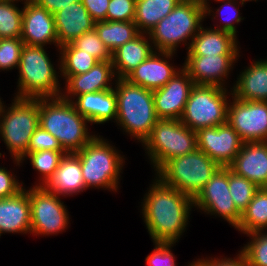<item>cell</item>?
I'll return each instance as SVG.
<instances>
[{"instance_id": "1", "label": "cell", "mask_w": 267, "mask_h": 266, "mask_svg": "<svg viewBox=\"0 0 267 266\" xmlns=\"http://www.w3.org/2000/svg\"><path fill=\"white\" fill-rule=\"evenodd\" d=\"M142 203V217L153 242H178L188 224L193 198L156 176Z\"/></svg>"}, {"instance_id": "2", "label": "cell", "mask_w": 267, "mask_h": 266, "mask_svg": "<svg viewBox=\"0 0 267 266\" xmlns=\"http://www.w3.org/2000/svg\"><path fill=\"white\" fill-rule=\"evenodd\" d=\"M85 117L61 96L39 98V126L52 134L66 153L80 151L95 135L88 132Z\"/></svg>"}, {"instance_id": "3", "label": "cell", "mask_w": 267, "mask_h": 266, "mask_svg": "<svg viewBox=\"0 0 267 266\" xmlns=\"http://www.w3.org/2000/svg\"><path fill=\"white\" fill-rule=\"evenodd\" d=\"M116 123L142 144L150 136L157 117L153 91L131 84L125 78H115Z\"/></svg>"}, {"instance_id": "4", "label": "cell", "mask_w": 267, "mask_h": 266, "mask_svg": "<svg viewBox=\"0 0 267 266\" xmlns=\"http://www.w3.org/2000/svg\"><path fill=\"white\" fill-rule=\"evenodd\" d=\"M45 46H23L18 65L16 98H56L61 96L59 75L51 63Z\"/></svg>"}, {"instance_id": "5", "label": "cell", "mask_w": 267, "mask_h": 266, "mask_svg": "<svg viewBox=\"0 0 267 266\" xmlns=\"http://www.w3.org/2000/svg\"><path fill=\"white\" fill-rule=\"evenodd\" d=\"M80 160L86 189L89 187L118 190L123 169V158L109 141L95 135L80 151L74 153Z\"/></svg>"}, {"instance_id": "6", "label": "cell", "mask_w": 267, "mask_h": 266, "mask_svg": "<svg viewBox=\"0 0 267 266\" xmlns=\"http://www.w3.org/2000/svg\"><path fill=\"white\" fill-rule=\"evenodd\" d=\"M220 166L199 149L166 161L156 176L166 185L193 199Z\"/></svg>"}, {"instance_id": "7", "label": "cell", "mask_w": 267, "mask_h": 266, "mask_svg": "<svg viewBox=\"0 0 267 266\" xmlns=\"http://www.w3.org/2000/svg\"><path fill=\"white\" fill-rule=\"evenodd\" d=\"M206 18L205 6L182 0L148 33L155 51L176 53L178 45L194 38ZM190 37V38H189Z\"/></svg>"}, {"instance_id": "8", "label": "cell", "mask_w": 267, "mask_h": 266, "mask_svg": "<svg viewBox=\"0 0 267 266\" xmlns=\"http://www.w3.org/2000/svg\"><path fill=\"white\" fill-rule=\"evenodd\" d=\"M12 105L0 113V137L11 153L13 161L20 165V160L27 154L30 138L39 126V98H16Z\"/></svg>"}, {"instance_id": "9", "label": "cell", "mask_w": 267, "mask_h": 266, "mask_svg": "<svg viewBox=\"0 0 267 266\" xmlns=\"http://www.w3.org/2000/svg\"><path fill=\"white\" fill-rule=\"evenodd\" d=\"M142 145L157 171L166 161L195 151L197 137L180 120L159 119Z\"/></svg>"}, {"instance_id": "10", "label": "cell", "mask_w": 267, "mask_h": 266, "mask_svg": "<svg viewBox=\"0 0 267 266\" xmlns=\"http://www.w3.org/2000/svg\"><path fill=\"white\" fill-rule=\"evenodd\" d=\"M227 89L214 85H197L192 88L180 121L197 132L227 122Z\"/></svg>"}, {"instance_id": "11", "label": "cell", "mask_w": 267, "mask_h": 266, "mask_svg": "<svg viewBox=\"0 0 267 266\" xmlns=\"http://www.w3.org/2000/svg\"><path fill=\"white\" fill-rule=\"evenodd\" d=\"M31 206V234L52 235L67 229L68 210L59 195L44 186H33L28 190Z\"/></svg>"}, {"instance_id": "12", "label": "cell", "mask_w": 267, "mask_h": 266, "mask_svg": "<svg viewBox=\"0 0 267 266\" xmlns=\"http://www.w3.org/2000/svg\"><path fill=\"white\" fill-rule=\"evenodd\" d=\"M227 122L243 142H267V101H245L232 95Z\"/></svg>"}, {"instance_id": "13", "label": "cell", "mask_w": 267, "mask_h": 266, "mask_svg": "<svg viewBox=\"0 0 267 266\" xmlns=\"http://www.w3.org/2000/svg\"><path fill=\"white\" fill-rule=\"evenodd\" d=\"M194 207L206 214L219 215L236 228L242 213L236 208L229 192L228 167H220L193 199Z\"/></svg>"}, {"instance_id": "14", "label": "cell", "mask_w": 267, "mask_h": 266, "mask_svg": "<svg viewBox=\"0 0 267 266\" xmlns=\"http://www.w3.org/2000/svg\"><path fill=\"white\" fill-rule=\"evenodd\" d=\"M197 149L204 152L220 167H229L240 152L243 141L228 122L202 128L196 132Z\"/></svg>"}, {"instance_id": "15", "label": "cell", "mask_w": 267, "mask_h": 266, "mask_svg": "<svg viewBox=\"0 0 267 266\" xmlns=\"http://www.w3.org/2000/svg\"><path fill=\"white\" fill-rule=\"evenodd\" d=\"M194 85L189 73L182 67L163 87L153 90L157 117L180 120Z\"/></svg>"}, {"instance_id": "16", "label": "cell", "mask_w": 267, "mask_h": 266, "mask_svg": "<svg viewBox=\"0 0 267 266\" xmlns=\"http://www.w3.org/2000/svg\"><path fill=\"white\" fill-rule=\"evenodd\" d=\"M239 55H187L182 66L197 85H214L225 88V77Z\"/></svg>"}, {"instance_id": "17", "label": "cell", "mask_w": 267, "mask_h": 266, "mask_svg": "<svg viewBox=\"0 0 267 266\" xmlns=\"http://www.w3.org/2000/svg\"><path fill=\"white\" fill-rule=\"evenodd\" d=\"M20 38L25 45L44 46L55 43L58 47L54 16L32 0H25Z\"/></svg>"}, {"instance_id": "18", "label": "cell", "mask_w": 267, "mask_h": 266, "mask_svg": "<svg viewBox=\"0 0 267 266\" xmlns=\"http://www.w3.org/2000/svg\"><path fill=\"white\" fill-rule=\"evenodd\" d=\"M174 52L154 51L137 68L132 70L125 79L131 84L155 90L163 87L180 69H175L168 59ZM162 56V57H161ZM168 60V61H167Z\"/></svg>"}, {"instance_id": "19", "label": "cell", "mask_w": 267, "mask_h": 266, "mask_svg": "<svg viewBox=\"0 0 267 266\" xmlns=\"http://www.w3.org/2000/svg\"><path fill=\"white\" fill-rule=\"evenodd\" d=\"M61 76L66 79V91L61 93V97L71 102L72 98L74 100V97L85 93L112 89V83L110 82L111 79L116 77L112 61H99L88 72L80 75Z\"/></svg>"}, {"instance_id": "20", "label": "cell", "mask_w": 267, "mask_h": 266, "mask_svg": "<svg viewBox=\"0 0 267 266\" xmlns=\"http://www.w3.org/2000/svg\"><path fill=\"white\" fill-rule=\"evenodd\" d=\"M229 168L259 188L267 187V142H244Z\"/></svg>"}, {"instance_id": "21", "label": "cell", "mask_w": 267, "mask_h": 266, "mask_svg": "<svg viewBox=\"0 0 267 266\" xmlns=\"http://www.w3.org/2000/svg\"><path fill=\"white\" fill-rule=\"evenodd\" d=\"M53 16L58 37V49L95 28V21L81 1L69 4Z\"/></svg>"}, {"instance_id": "22", "label": "cell", "mask_w": 267, "mask_h": 266, "mask_svg": "<svg viewBox=\"0 0 267 266\" xmlns=\"http://www.w3.org/2000/svg\"><path fill=\"white\" fill-rule=\"evenodd\" d=\"M31 233V206L28 190L0 199V233Z\"/></svg>"}, {"instance_id": "23", "label": "cell", "mask_w": 267, "mask_h": 266, "mask_svg": "<svg viewBox=\"0 0 267 266\" xmlns=\"http://www.w3.org/2000/svg\"><path fill=\"white\" fill-rule=\"evenodd\" d=\"M72 100L77 112L91 124L116 121L117 106L114 88L100 92L85 93Z\"/></svg>"}, {"instance_id": "24", "label": "cell", "mask_w": 267, "mask_h": 266, "mask_svg": "<svg viewBox=\"0 0 267 266\" xmlns=\"http://www.w3.org/2000/svg\"><path fill=\"white\" fill-rule=\"evenodd\" d=\"M237 42L230 33L202 26L188 43L187 55H239Z\"/></svg>"}, {"instance_id": "25", "label": "cell", "mask_w": 267, "mask_h": 266, "mask_svg": "<svg viewBox=\"0 0 267 266\" xmlns=\"http://www.w3.org/2000/svg\"><path fill=\"white\" fill-rule=\"evenodd\" d=\"M238 77L230 95L245 101H267V59L254 61Z\"/></svg>"}, {"instance_id": "26", "label": "cell", "mask_w": 267, "mask_h": 266, "mask_svg": "<svg viewBox=\"0 0 267 266\" xmlns=\"http://www.w3.org/2000/svg\"><path fill=\"white\" fill-rule=\"evenodd\" d=\"M44 187L64 197L86 190L79 158L74 153L65 154L54 175Z\"/></svg>"}, {"instance_id": "27", "label": "cell", "mask_w": 267, "mask_h": 266, "mask_svg": "<svg viewBox=\"0 0 267 266\" xmlns=\"http://www.w3.org/2000/svg\"><path fill=\"white\" fill-rule=\"evenodd\" d=\"M147 36L148 34L139 33L112 53V64L117 78H125L155 51L151 40L148 41L150 37L146 38Z\"/></svg>"}, {"instance_id": "28", "label": "cell", "mask_w": 267, "mask_h": 266, "mask_svg": "<svg viewBox=\"0 0 267 266\" xmlns=\"http://www.w3.org/2000/svg\"><path fill=\"white\" fill-rule=\"evenodd\" d=\"M182 0H136L134 23L139 33L148 34Z\"/></svg>"}, {"instance_id": "29", "label": "cell", "mask_w": 267, "mask_h": 266, "mask_svg": "<svg viewBox=\"0 0 267 266\" xmlns=\"http://www.w3.org/2000/svg\"><path fill=\"white\" fill-rule=\"evenodd\" d=\"M243 234H251L267 229V187L259 188L247 208L242 212L241 220L235 228Z\"/></svg>"}, {"instance_id": "30", "label": "cell", "mask_w": 267, "mask_h": 266, "mask_svg": "<svg viewBox=\"0 0 267 266\" xmlns=\"http://www.w3.org/2000/svg\"><path fill=\"white\" fill-rule=\"evenodd\" d=\"M94 29L111 54L139 34L134 21H99Z\"/></svg>"}, {"instance_id": "31", "label": "cell", "mask_w": 267, "mask_h": 266, "mask_svg": "<svg viewBox=\"0 0 267 266\" xmlns=\"http://www.w3.org/2000/svg\"><path fill=\"white\" fill-rule=\"evenodd\" d=\"M60 75H80L88 72L97 62L95 57L77 49L72 43L59 47Z\"/></svg>"}, {"instance_id": "32", "label": "cell", "mask_w": 267, "mask_h": 266, "mask_svg": "<svg viewBox=\"0 0 267 266\" xmlns=\"http://www.w3.org/2000/svg\"><path fill=\"white\" fill-rule=\"evenodd\" d=\"M65 154H67L65 151H34L26 154L24 159H21L20 162L23 163L22 161L27 157L30 160L33 169L40 172L39 174L41 175L40 180L42 183L39 181V184L35 186H45L54 175Z\"/></svg>"}, {"instance_id": "33", "label": "cell", "mask_w": 267, "mask_h": 266, "mask_svg": "<svg viewBox=\"0 0 267 266\" xmlns=\"http://www.w3.org/2000/svg\"><path fill=\"white\" fill-rule=\"evenodd\" d=\"M228 184L232 200L236 208L242 213L253 199L259 187L245 177L235 174L229 167Z\"/></svg>"}, {"instance_id": "34", "label": "cell", "mask_w": 267, "mask_h": 266, "mask_svg": "<svg viewBox=\"0 0 267 266\" xmlns=\"http://www.w3.org/2000/svg\"><path fill=\"white\" fill-rule=\"evenodd\" d=\"M23 7L20 10L15 2L0 1V37L19 38L22 31Z\"/></svg>"}, {"instance_id": "35", "label": "cell", "mask_w": 267, "mask_h": 266, "mask_svg": "<svg viewBox=\"0 0 267 266\" xmlns=\"http://www.w3.org/2000/svg\"><path fill=\"white\" fill-rule=\"evenodd\" d=\"M77 49L92 55L98 61H112V54L99 38L95 29L85 32L71 42Z\"/></svg>"}, {"instance_id": "36", "label": "cell", "mask_w": 267, "mask_h": 266, "mask_svg": "<svg viewBox=\"0 0 267 266\" xmlns=\"http://www.w3.org/2000/svg\"><path fill=\"white\" fill-rule=\"evenodd\" d=\"M251 237L242 249L246 255L248 266H267V233L264 231L247 234Z\"/></svg>"}, {"instance_id": "37", "label": "cell", "mask_w": 267, "mask_h": 266, "mask_svg": "<svg viewBox=\"0 0 267 266\" xmlns=\"http://www.w3.org/2000/svg\"><path fill=\"white\" fill-rule=\"evenodd\" d=\"M24 43L19 38H4L0 40V70L18 68Z\"/></svg>"}, {"instance_id": "38", "label": "cell", "mask_w": 267, "mask_h": 266, "mask_svg": "<svg viewBox=\"0 0 267 266\" xmlns=\"http://www.w3.org/2000/svg\"><path fill=\"white\" fill-rule=\"evenodd\" d=\"M217 2H223L224 5L222 4L219 9H217V13L222 16L221 13H224L226 16V19L224 18V24L223 26L219 27L217 26L216 28L214 27L213 29L216 30H221V31H225L227 33L232 34L234 37H236V26L234 25L235 23H239L241 22V20H243L244 18H242L239 14V8H236L238 5L237 3L244 5L243 2H238L237 0H214ZM226 1V2H225ZM228 1V2H227ZM237 2V3H236ZM225 8V9H224ZM224 10V11H223ZM231 11V12H230ZM223 19V16H222ZM235 21V22H234Z\"/></svg>"}, {"instance_id": "39", "label": "cell", "mask_w": 267, "mask_h": 266, "mask_svg": "<svg viewBox=\"0 0 267 266\" xmlns=\"http://www.w3.org/2000/svg\"><path fill=\"white\" fill-rule=\"evenodd\" d=\"M136 0H110L106 21H134Z\"/></svg>"}, {"instance_id": "40", "label": "cell", "mask_w": 267, "mask_h": 266, "mask_svg": "<svg viewBox=\"0 0 267 266\" xmlns=\"http://www.w3.org/2000/svg\"><path fill=\"white\" fill-rule=\"evenodd\" d=\"M42 150L64 151L59 141L52 134L38 126L30 138L27 154Z\"/></svg>"}, {"instance_id": "41", "label": "cell", "mask_w": 267, "mask_h": 266, "mask_svg": "<svg viewBox=\"0 0 267 266\" xmlns=\"http://www.w3.org/2000/svg\"><path fill=\"white\" fill-rule=\"evenodd\" d=\"M155 248L145 258L146 265L148 266H176L175 257L171 253V247L175 243L171 242H154Z\"/></svg>"}, {"instance_id": "42", "label": "cell", "mask_w": 267, "mask_h": 266, "mask_svg": "<svg viewBox=\"0 0 267 266\" xmlns=\"http://www.w3.org/2000/svg\"><path fill=\"white\" fill-rule=\"evenodd\" d=\"M15 177L7 168L0 167V199L14 196L23 189Z\"/></svg>"}, {"instance_id": "43", "label": "cell", "mask_w": 267, "mask_h": 266, "mask_svg": "<svg viewBox=\"0 0 267 266\" xmlns=\"http://www.w3.org/2000/svg\"><path fill=\"white\" fill-rule=\"evenodd\" d=\"M195 262V266H248V261L246 255L241 250L237 257L234 258H226L218 259L211 258L209 259H198Z\"/></svg>"}, {"instance_id": "44", "label": "cell", "mask_w": 267, "mask_h": 266, "mask_svg": "<svg viewBox=\"0 0 267 266\" xmlns=\"http://www.w3.org/2000/svg\"><path fill=\"white\" fill-rule=\"evenodd\" d=\"M95 22L105 21L110 0H81Z\"/></svg>"}, {"instance_id": "45", "label": "cell", "mask_w": 267, "mask_h": 266, "mask_svg": "<svg viewBox=\"0 0 267 266\" xmlns=\"http://www.w3.org/2000/svg\"><path fill=\"white\" fill-rule=\"evenodd\" d=\"M38 6L45 8L51 14L62 10L67 7L69 4L81 1V0H32Z\"/></svg>"}, {"instance_id": "46", "label": "cell", "mask_w": 267, "mask_h": 266, "mask_svg": "<svg viewBox=\"0 0 267 266\" xmlns=\"http://www.w3.org/2000/svg\"><path fill=\"white\" fill-rule=\"evenodd\" d=\"M189 1L196 2V3H199L201 5H204L205 6V16H208V15L211 16L210 12L214 13V11H212L209 8V5H208L209 2H207V0H189Z\"/></svg>"}, {"instance_id": "47", "label": "cell", "mask_w": 267, "mask_h": 266, "mask_svg": "<svg viewBox=\"0 0 267 266\" xmlns=\"http://www.w3.org/2000/svg\"><path fill=\"white\" fill-rule=\"evenodd\" d=\"M0 1H5V2H16V1H23V0H0ZM25 1V0H24Z\"/></svg>"}, {"instance_id": "48", "label": "cell", "mask_w": 267, "mask_h": 266, "mask_svg": "<svg viewBox=\"0 0 267 266\" xmlns=\"http://www.w3.org/2000/svg\"><path fill=\"white\" fill-rule=\"evenodd\" d=\"M3 101L1 100V98H0V113H1V109H2V107H3V103H2Z\"/></svg>"}, {"instance_id": "49", "label": "cell", "mask_w": 267, "mask_h": 266, "mask_svg": "<svg viewBox=\"0 0 267 266\" xmlns=\"http://www.w3.org/2000/svg\"><path fill=\"white\" fill-rule=\"evenodd\" d=\"M239 1L245 3L247 1H252V0H239ZM253 1H257V0H253Z\"/></svg>"}, {"instance_id": "50", "label": "cell", "mask_w": 267, "mask_h": 266, "mask_svg": "<svg viewBox=\"0 0 267 266\" xmlns=\"http://www.w3.org/2000/svg\"><path fill=\"white\" fill-rule=\"evenodd\" d=\"M188 266H195V262H192V263L189 264Z\"/></svg>"}]
</instances>
